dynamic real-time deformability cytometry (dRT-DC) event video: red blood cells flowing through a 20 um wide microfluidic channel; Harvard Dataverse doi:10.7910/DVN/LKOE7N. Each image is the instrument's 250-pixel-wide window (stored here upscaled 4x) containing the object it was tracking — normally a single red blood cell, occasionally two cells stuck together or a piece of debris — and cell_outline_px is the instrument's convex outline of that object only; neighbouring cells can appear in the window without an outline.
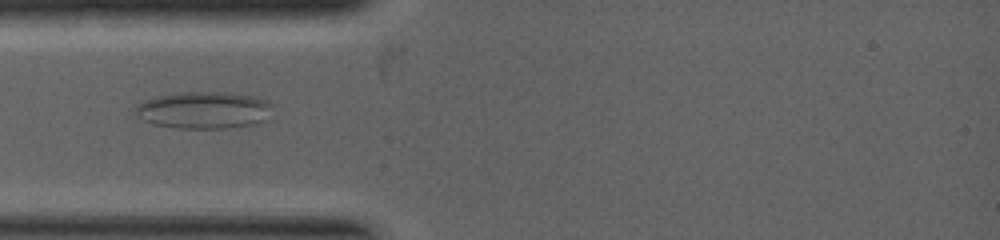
{"species": "common noctule bat (a hibernating species)", "species_latin": "Nyctalus noctula", "temperature_condition": "warm", "stored_images_in_passage": 3, "camera_frame_rate_fps": 5000, "um_per_image_px": 0.085, "animal": {"sex": "female", "body_mass_g": 19.0, "forearm_length_mm": 53.3}, "frame": {"image": 1, "passage_image": 2, "time_ms": 1.0, "image_size_px": [1000, 240], "cell_outline_px": [[272, 104], [260, 120], [256, 124], [224, 128], [176, 128], [152, 124], [136, 116], [136, 104], [144, 100], [156, 96], [180, 92], [220, 92], [256, 96], [268, 100]], "centroid_in_image_um": [17.24, 9.35], "position_along_channel_um": 67.8, "area_um2": 29.3}}